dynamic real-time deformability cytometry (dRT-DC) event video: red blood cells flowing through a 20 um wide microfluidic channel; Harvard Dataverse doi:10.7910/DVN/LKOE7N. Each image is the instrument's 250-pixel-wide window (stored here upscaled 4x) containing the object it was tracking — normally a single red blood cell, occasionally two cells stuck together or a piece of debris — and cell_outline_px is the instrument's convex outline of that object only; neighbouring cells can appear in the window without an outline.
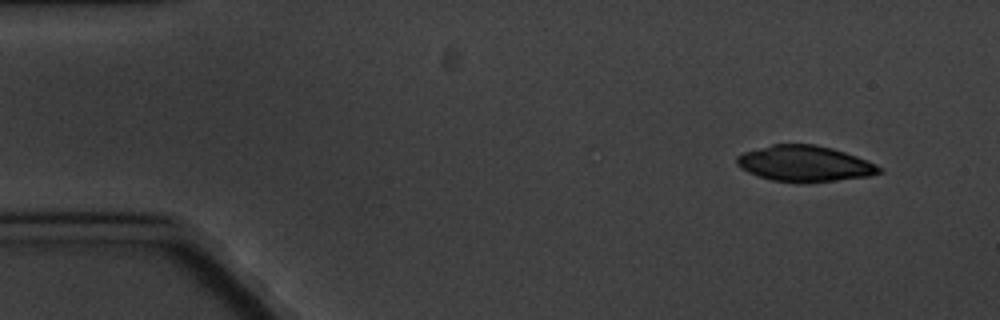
{"species": "common noctule bat (a hibernating species)", "species_latin": "Nyctalus noctula", "temperature_condition": "cold", "stored_images_in_passage": 4, "camera_frame_rate_fps": 3000, "um_per_image_px": 0.085, "animal": {"sex": "male", "body_mass_g": 20.1, "forearm_length_mm": 53.5}, "frame": {"image": 1, "passage_image": 1, "time_ms": 0.0, "image_size_px": [1000, 320], "cell_outline_px": [[884, 172], [872, 176], [804, 184], [800, 184], [772, 180], [748, 172], [740, 168], [736, 164], [736, 156], [744, 152], [772, 144], [812, 144], [832, 148], [856, 156], [876, 164], [884, 168]], "centroid_in_image_um": [68.43, 13.93], "position_along_channel_um": 16.6, "area_um2": 30.17}}